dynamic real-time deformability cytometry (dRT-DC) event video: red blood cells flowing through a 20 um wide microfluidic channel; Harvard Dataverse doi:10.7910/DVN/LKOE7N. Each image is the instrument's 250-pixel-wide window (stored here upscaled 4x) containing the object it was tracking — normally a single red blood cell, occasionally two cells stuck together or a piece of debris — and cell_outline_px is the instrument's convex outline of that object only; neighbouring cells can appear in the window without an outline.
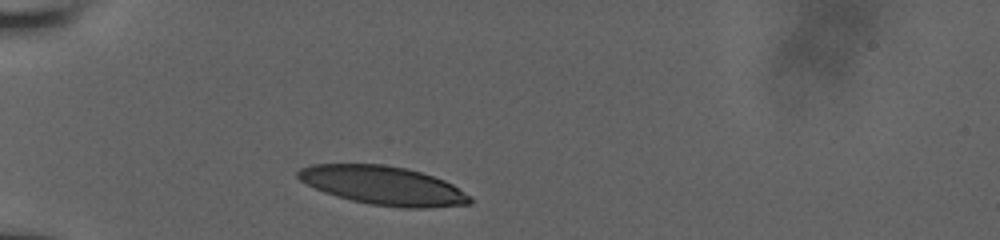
{"species": "human", "species_latin": "Homo sapiens", "temperature_condition": "room temperature", "stored_images_in_passage": 3, "camera_frame_rate_fps": 3000, "um_per_image_px": 0.085, "donor": {"sex": "male"}, "frame": {"image": 1, "passage_image": 1, "time_ms": 0.0, "image_size_px": [1000, 240], "cell_outline_px": [[472, 204], [428, 208], [404, 208], [372, 204], [352, 200], [336, 196], [324, 192], [300, 180], [296, 176], [296, 172], [300, 168], [312, 164], [384, 164], [404, 168], [420, 172], [444, 180], [452, 184], [472, 196]], "centroid_in_image_um": [32.6, 15.77], "position_along_channel_um": 52.4, "area_um2": 38.73}}